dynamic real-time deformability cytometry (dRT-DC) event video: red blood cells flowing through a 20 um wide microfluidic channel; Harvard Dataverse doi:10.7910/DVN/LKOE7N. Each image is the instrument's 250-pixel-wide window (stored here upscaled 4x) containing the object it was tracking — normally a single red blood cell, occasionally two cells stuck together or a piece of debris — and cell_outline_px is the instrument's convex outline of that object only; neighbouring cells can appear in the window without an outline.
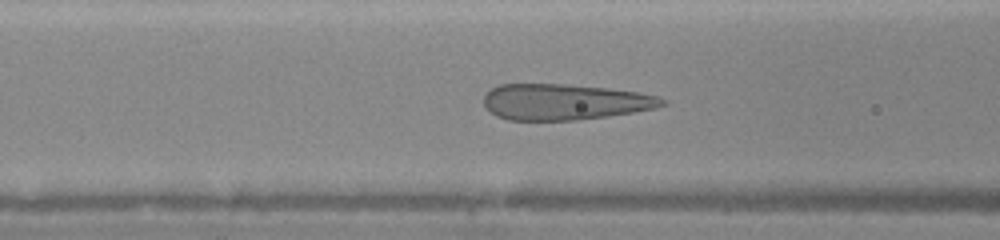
{"species": "human", "species_latin": "Homo sapiens", "temperature_condition": "warm", "stored_images_in_passage": 46, "camera_frame_rate_fps": 3000, "um_per_image_px": 0.085, "donor": {"sex": "female"}, "frame": {"image": 1, "passage_image": 19, "time_ms": 6.0, "image_size_px": [1000, 240], "cell_outline_px": [[668, 104], [656, 108], [608, 116], [576, 120], [508, 120], [496, 116], [484, 104], [484, 96], [492, 88], [500, 84], [568, 84], [608, 88], [640, 92], [656, 96], [668, 100]], "centroid_in_image_um": [48.03, 8.66], "position_along_channel_um": 118.6, "area_um2": 37.45}}
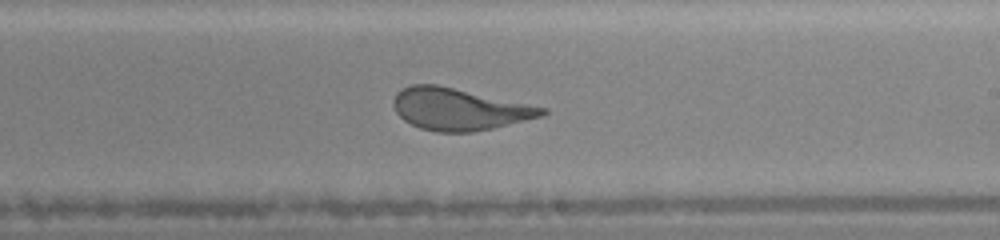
{"frame": {"image": 2, "passage_image": 28, "time_ms": 9.0, "image_size_px": [1000, 240], "cell_outline_px": [[548, 112], [544, 116], [492, 128], [472, 132], [436, 132], [420, 128], [404, 120], [396, 112], [392, 104], [392, 100], [396, 92], [412, 84], [436, 84], [548, 108]], "centroid_in_image_um": [39.02, 9.28], "position_along_channel_um": 250.0, "area_um2": 36.24}}
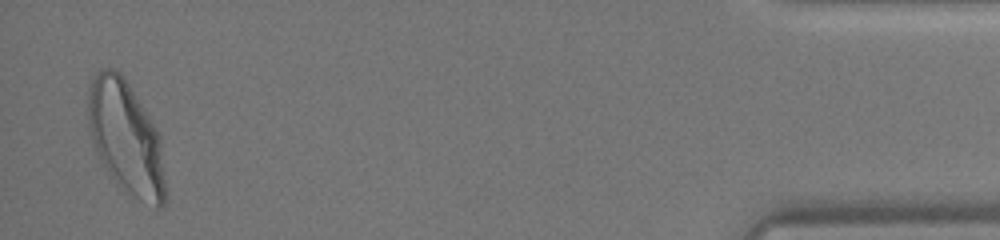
{"frame": {"image": 3, "passage_image": 45, "time_ms": 14.667, "image_size_px": [1000, 240], "cell_outline_px": [[168, 200], [160, 208], [156, 208], [140, 200], [116, 180], [108, 172], [96, 148], [88, 128], [88, 92], [92, 76], [96, 72], [104, 68], [116, 68], [124, 76], [160, 136]], "centroid_in_image_um": [10.73, 11.68], "position_along_channel_um": 424.5, "area_um2": 50.4}}